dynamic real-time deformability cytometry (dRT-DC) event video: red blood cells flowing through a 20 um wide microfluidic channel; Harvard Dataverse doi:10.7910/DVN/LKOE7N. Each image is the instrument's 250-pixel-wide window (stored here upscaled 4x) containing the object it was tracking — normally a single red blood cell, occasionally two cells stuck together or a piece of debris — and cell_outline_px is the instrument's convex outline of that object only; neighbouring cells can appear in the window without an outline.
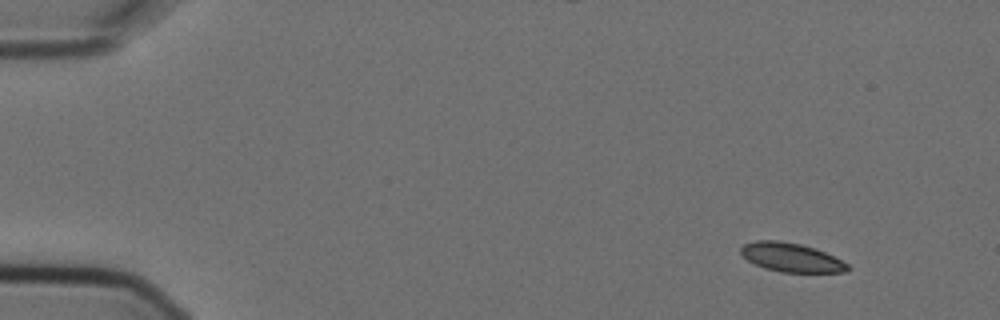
{"species": "Egyptian fruit bat (a non-hibernating species)", "species_latin": "Rousettus aegyptiacus", "temperature_condition": "cold", "stored_images_in_passage": 6, "camera_frame_rate_fps": 3000, "um_per_image_px": 0.085, "animal": {"sex": "female"}, "frame": {"image": 1, "passage_image": 1, "time_ms": 0.0, "image_size_px": [1000, 320], "cell_outline_px": [[852, 268], [844, 272], [784, 272], [764, 268], [748, 260], [740, 252], [740, 248], [744, 244], [756, 240], [780, 240], [800, 244], [824, 252], [848, 264]], "centroid_in_image_um": [67.24, 21.88], "position_along_channel_um": 17.8, "area_um2": 17.74}}
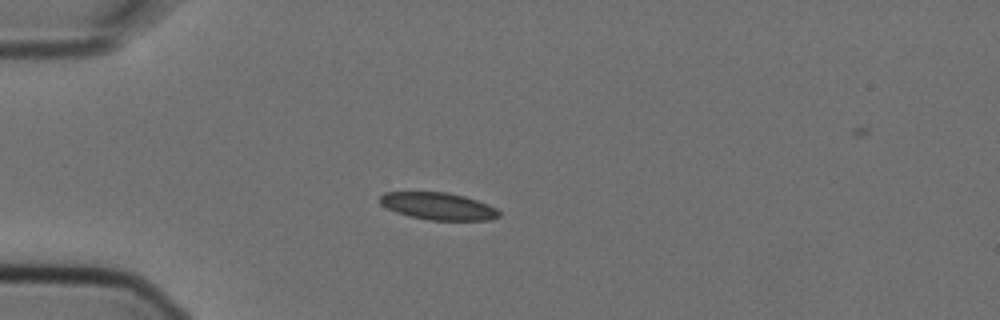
{"frame": {"image": 2, "passage_image": 4, "time_ms": 1.0, "image_size_px": [1000, 320], "cell_outline_px": [[500, 216], [488, 220], [428, 220], [408, 216], [396, 212], [380, 204], [380, 196], [384, 192], [448, 192], [464, 196], [488, 204], [496, 208], [500, 212]], "centroid_in_image_um": [37.24, 17.52], "position_along_channel_um": 47.8, "area_um2": 18.9}}